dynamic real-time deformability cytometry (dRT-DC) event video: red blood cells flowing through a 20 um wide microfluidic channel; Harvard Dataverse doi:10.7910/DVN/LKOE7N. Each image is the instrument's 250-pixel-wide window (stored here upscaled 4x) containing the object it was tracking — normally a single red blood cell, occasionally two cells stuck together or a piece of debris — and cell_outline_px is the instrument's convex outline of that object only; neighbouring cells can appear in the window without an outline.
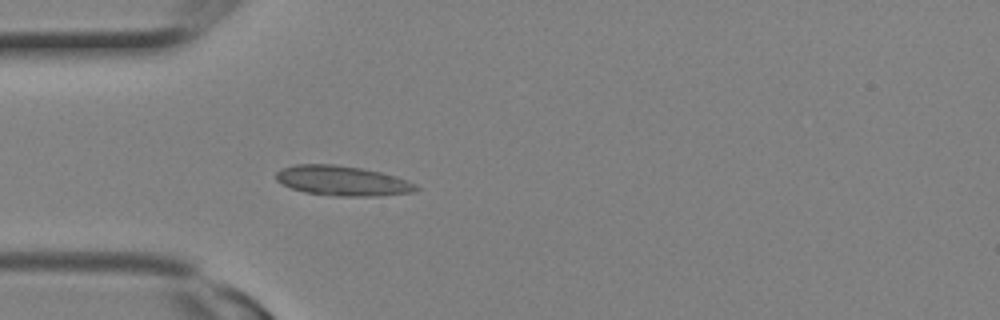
{"species": "Egyptian fruit bat (a non-hibernating species)", "species_latin": "Rousettus aegyptiacus", "temperature_condition": "room temperature", "stored_images_in_passage": 12, "camera_frame_rate_fps": 3000, "um_per_image_px": 0.085, "animal": {"sex": "female"}, "frame": {"image": 1, "passage_image": 7, "time_ms": 2.0, "image_size_px": [1000, 320], "cell_outline_px": [[420, 188], [412, 192], [376, 196], [332, 196], [304, 192], [292, 188], [276, 180], [276, 172], [284, 168], [296, 164], [332, 164], [360, 168], [380, 172], [396, 176], [416, 184]], "centroid_in_image_um": [29.11, 15.37], "position_along_channel_um": 55.9, "area_um2": 24.22}}
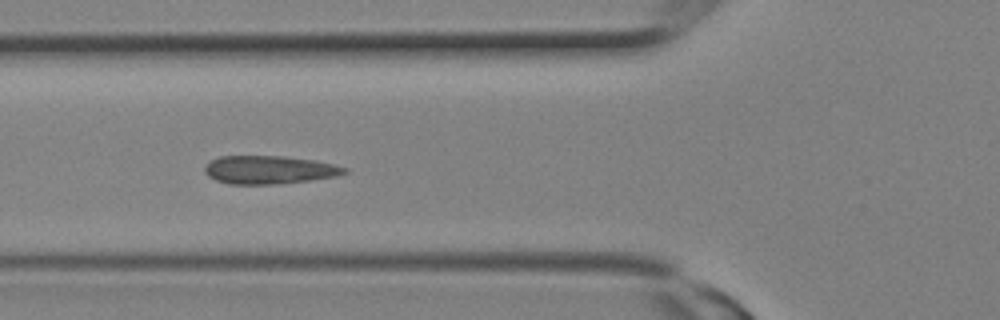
{"frame": {"image": 2, "passage_image": 9, "time_ms": 2.667, "image_size_px": [1000, 320], "cell_outline_px": [[348, 172], [336, 176], [308, 180], [272, 184], [232, 184], [216, 180], [208, 176], [204, 172], [204, 168], [212, 160], [220, 156], [284, 156], [316, 160], [348, 168]], "centroid_in_image_um": [22.89, 14.42], "position_along_channel_um": 102.9, "area_um2": 22.77}}
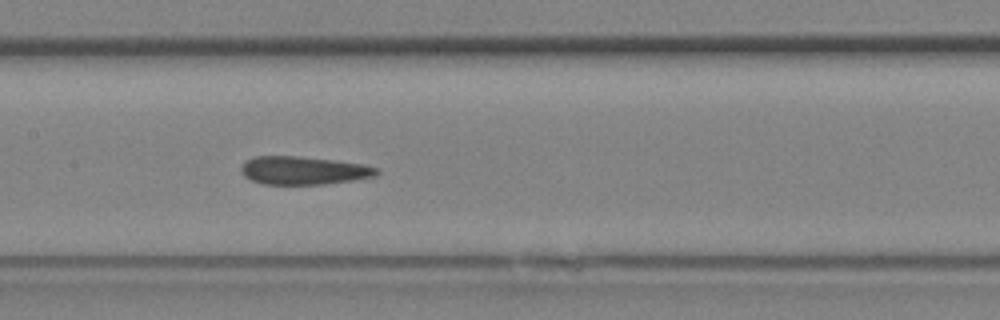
{"frame": {"image": 3, "passage_image": 12, "time_ms": 3.667, "image_size_px": [1000, 320], "cell_outline_px": [[380, 172], [376, 176], [352, 180], [324, 184], [264, 184], [252, 180], [244, 176], [240, 172], [240, 168], [248, 160], [256, 156], [300, 156], [364, 164], [380, 168]], "centroid_in_image_um": [25.83, 14.49], "position_along_channel_um": 181.6, "area_um2": 22.2}}